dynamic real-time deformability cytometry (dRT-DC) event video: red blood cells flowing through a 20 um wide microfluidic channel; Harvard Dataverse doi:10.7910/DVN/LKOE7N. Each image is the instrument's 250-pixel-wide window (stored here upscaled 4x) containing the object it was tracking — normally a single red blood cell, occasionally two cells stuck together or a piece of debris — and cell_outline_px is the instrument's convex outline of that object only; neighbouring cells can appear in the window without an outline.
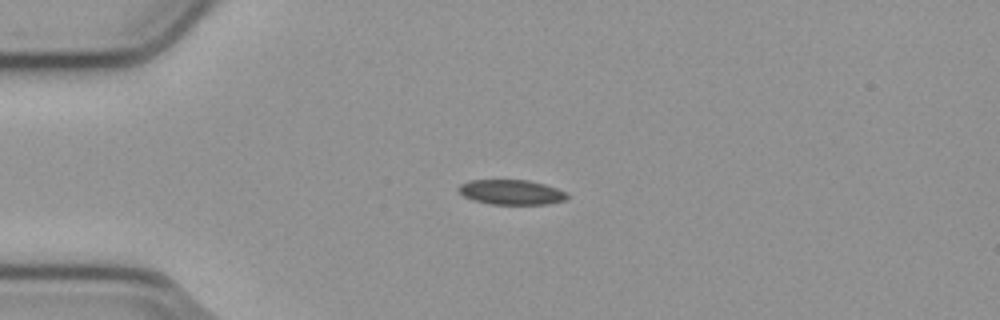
{"species": "common noctule bat (a hibernating species)", "species_latin": "Nyctalus noctula", "temperature_condition": "cold", "stored_images_in_passage": 42, "camera_frame_rate_fps": 3000, "um_per_image_px": 0.085, "animal": {"sex": "male", "body_mass_g": 23.1, "forearm_length_mm": 52.7}, "frame": {"image": 1, "passage_image": 1, "time_ms": 0.0, "image_size_px": [1000, 320], "cell_outline_px": [[568, 200], [548, 204], [492, 204], [472, 200], [464, 196], [456, 188], [460, 184], [468, 180], [528, 180], [544, 184], [568, 192]], "centroid_in_image_um": [43.48, 16.33], "position_along_channel_um": 41.5, "area_um2": 15.9}}
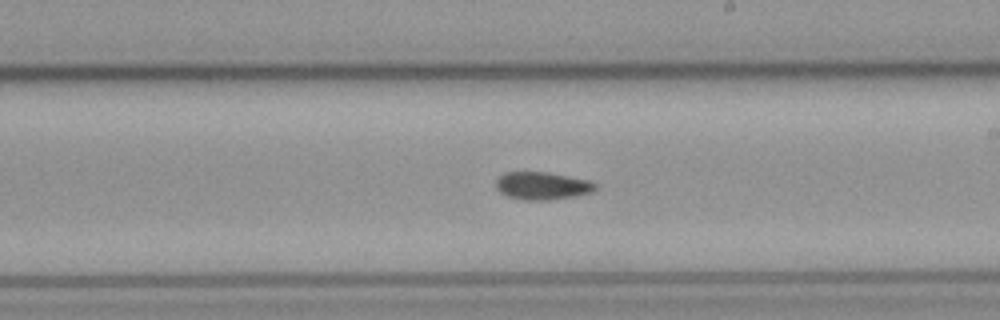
{"frame": {"image": 2, "passage_image": 19, "time_ms": 6.0, "image_size_px": [1000, 320], "cell_outline_px": [[596, 188], [592, 192], [572, 196], [548, 200], [524, 200], [508, 196], [500, 192], [496, 188], [496, 180], [504, 172], [548, 172], [588, 180], [596, 184]], "centroid_in_image_um": [46.06, 15.78], "position_along_channel_um": 242.9, "area_um2": 15.9}}
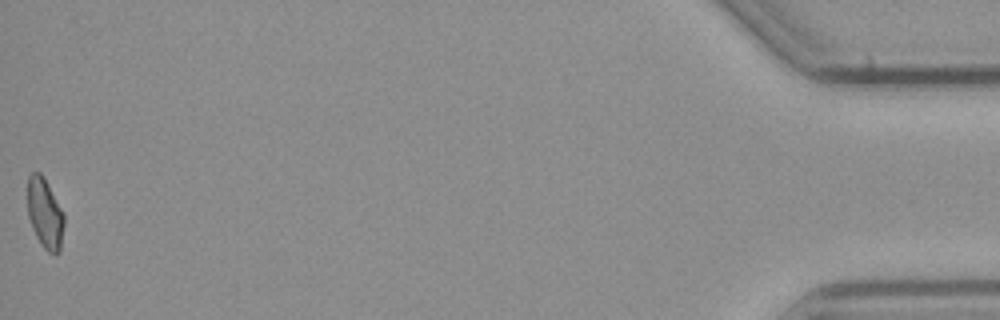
{"frame": {"image": 3, "passage_image": 42, "time_ms": 13.667, "image_size_px": [1000, 320], "cell_outline_px": [[64, 224], [60, 252], [56, 256], [48, 252], [44, 248], [36, 236], [32, 228], [28, 216], [28, 176], [32, 172], [40, 172], [44, 176], [64, 216]], "centroid_in_image_um": [3.82, 18.17], "position_along_channel_um": 431.4, "area_um2": 14.91}}